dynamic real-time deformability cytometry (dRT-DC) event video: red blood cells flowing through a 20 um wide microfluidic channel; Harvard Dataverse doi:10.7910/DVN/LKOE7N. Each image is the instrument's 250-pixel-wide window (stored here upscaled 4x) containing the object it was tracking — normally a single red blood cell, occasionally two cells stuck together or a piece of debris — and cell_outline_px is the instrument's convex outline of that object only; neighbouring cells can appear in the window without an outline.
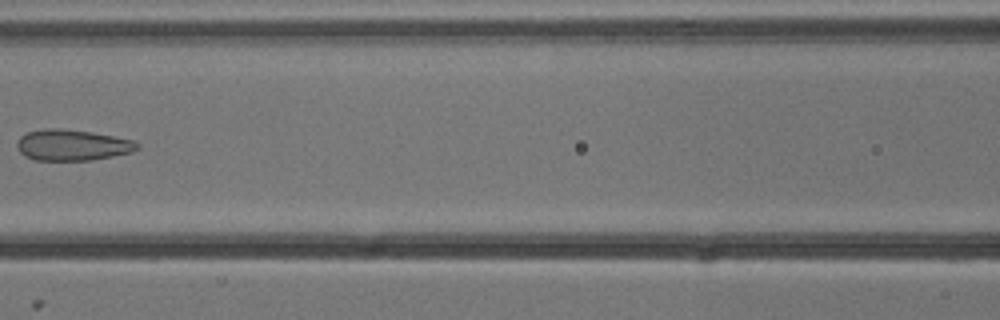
{"species": "common noctule bat (a hibernating species)", "species_latin": "Nyctalus noctula", "temperature_condition": "cold", "stored_images_in_passage": 6, "camera_frame_rate_fps": 3000, "um_per_image_px": 0.085, "animal": {"sex": "male", "body_mass_g": 13.3}, "frame": {"image": 1, "passage_image": 5, "time_ms": 1.333, "image_size_px": [1000, 320], "cell_outline_px": [[140, 148], [132, 152], [92, 160], [36, 160], [24, 156], [16, 148], [16, 140], [24, 132], [44, 128], [60, 128], [92, 132], [132, 140], [140, 144]], "centroid_in_image_um": [6.09, 12.32], "position_along_channel_um": 160.5, "area_um2": 21.96}}
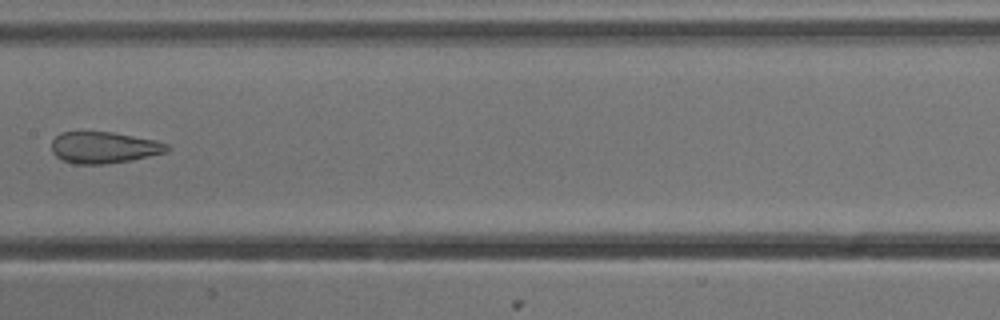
{"frame": {"image": 2, "passage_image": 6, "time_ms": 1.667, "image_size_px": [1000, 320], "cell_outline_px": [[168, 148], [164, 152], [148, 156], [128, 160], [104, 164], [76, 164], [64, 160], [56, 156], [52, 152], [52, 140], [60, 132], [112, 132], [156, 140], [168, 144]], "centroid_in_image_um": [8.79, 12.53], "position_along_channel_um": 198.6, "area_um2": 20.87}}